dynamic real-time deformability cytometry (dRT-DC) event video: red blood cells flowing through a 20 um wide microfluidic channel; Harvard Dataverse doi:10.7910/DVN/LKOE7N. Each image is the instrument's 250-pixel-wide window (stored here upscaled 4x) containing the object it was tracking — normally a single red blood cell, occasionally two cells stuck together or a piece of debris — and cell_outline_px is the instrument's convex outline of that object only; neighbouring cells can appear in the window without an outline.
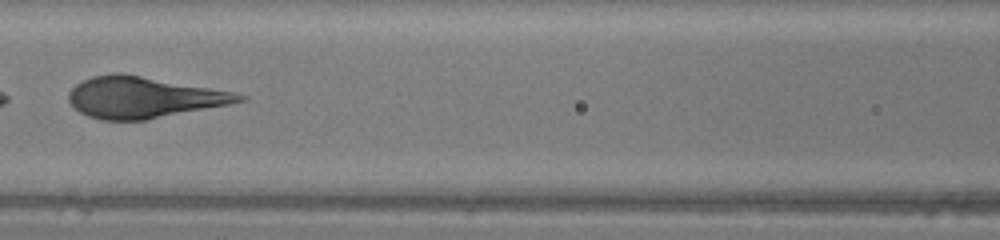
{"species": "human", "species_latin": "Homo sapiens", "temperature_condition": "warm", "stored_images_in_passage": 24, "camera_frame_rate_fps": 3000, "um_per_image_px": 0.085, "donor": {"sex": "female"}, "frame": {"image": 1, "passage_image": 22, "time_ms": 7.0, "image_size_px": [1000, 240], "cell_outline_px": [[248, 96], [244, 100], [228, 104], [144, 120], [100, 120], [88, 116], [80, 112], [68, 100], [68, 92], [76, 84], [92, 76], [116, 72], [120, 72], [232, 92]], "centroid_in_image_um": [12.12, 8.27], "position_along_channel_um": 154.5, "area_um2": 40.29}}